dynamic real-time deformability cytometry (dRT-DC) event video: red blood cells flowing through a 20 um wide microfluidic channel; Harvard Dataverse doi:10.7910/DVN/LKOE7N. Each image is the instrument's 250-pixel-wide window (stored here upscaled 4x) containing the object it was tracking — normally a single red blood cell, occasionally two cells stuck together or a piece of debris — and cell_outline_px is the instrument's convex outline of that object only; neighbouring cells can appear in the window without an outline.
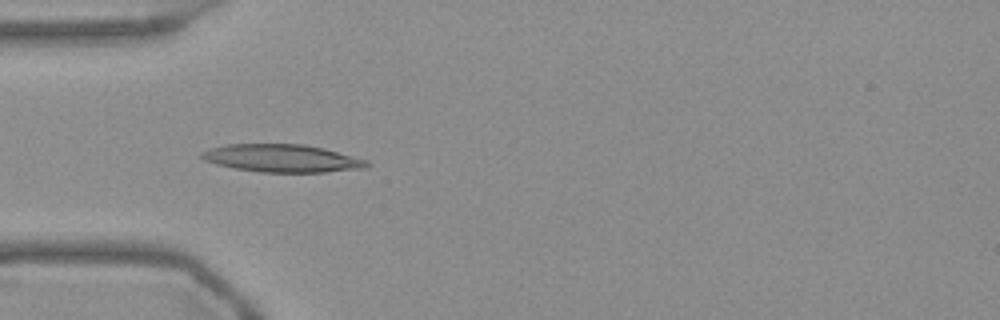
{"species": "Egyptian fruit bat (a non-hibernating species)", "species_latin": "Rousettus aegyptiacus", "temperature_condition": "warm", "stored_images_in_passage": 54, "camera_frame_rate_fps": 3000, "um_per_image_px": 0.085, "frame": {"image": 1, "passage_image": 16, "time_ms": 5.0, "image_size_px": [1000, 320], "cell_outline_px": [[372, 164], [364, 168], [324, 172], [260, 172], [236, 168], [216, 164], [204, 160], [200, 156], [200, 152], [208, 148], [228, 144], [304, 144], [324, 148], [368, 160]], "centroid_in_image_um": [23.97, 13.45], "position_along_channel_um": 61.0, "area_um2": 26.76}}
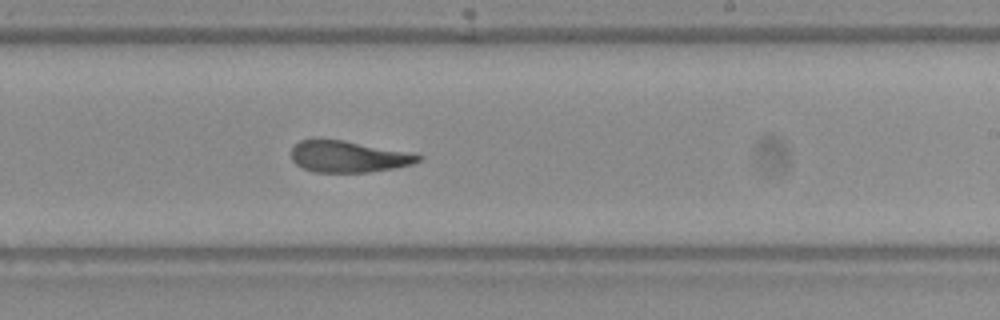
{"frame": {"image": 2, "passage_image": 32, "time_ms": 10.333, "image_size_px": [1000, 320], "cell_outline_px": [[424, 156], [420, 160], [412, 164], [396, 168], [368, 172], [312, 172], [296, 164], [292, 160], [292, 148], [300, 140], [320, 136], [344, 140], [412, 152]], "centroid_in_image_um": [29.6, 13.27], "position_along_channel_um": 259.4, "area_um2": 23.93}}
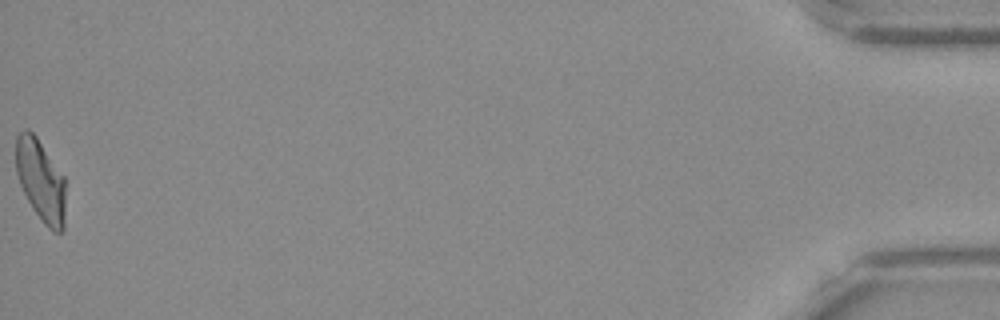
{"frame": {"image": 3, "passage_image": 54, "time_ms": 17.667, "image_size_px": [1000, 320], "cell_outline_px": [[64, 228], [60, 232], [52, 232], [44, 224], [32, 208], [20, 184], [16, 172], [16, 136], [24, 128], [28, 128], [36, 136], [64, 176]], "centroid_in_image_um": [3.44, 15.33], "position_along_channel_um": 431.8, "area_um2": 23.58}, "authors_computed_cell_mechanics": {"area_um2": 24.6228, "velocity_mm_per_s": 3.7467, "shape_relaxation_time_tau1_ms": null, "shape_relaxation_time_tau2_ms": 3.1285, "deformation_change_tau1": null, "deformation_change_tau2": 0.1185}}